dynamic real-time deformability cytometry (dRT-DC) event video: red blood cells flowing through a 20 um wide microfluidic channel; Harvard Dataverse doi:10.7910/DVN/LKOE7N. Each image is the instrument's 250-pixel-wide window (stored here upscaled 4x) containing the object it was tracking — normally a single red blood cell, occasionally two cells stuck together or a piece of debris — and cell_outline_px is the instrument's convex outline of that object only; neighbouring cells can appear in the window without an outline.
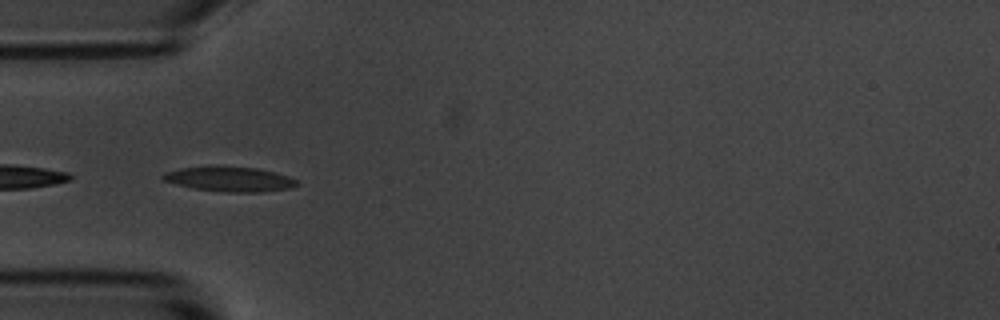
{"species": "common noctule bat (a hibernating species)", "species_latin": "Nyctalus noctula", "temperature_condition": "room temperature", "stored_images_in_passage": 10, "camera_frame_rate_fps": 3000, "um_per_image_px": 0.085, "animal": {"sex": "male", "body_mass_g": 20.1, "forearm_length_mm": 53.5}, "frame": {"image": 1, "passage_image": 1, "time_ms": 0.0, "image_size_px": [1000, 320], "cell_outline_px": [[300, 184], [288, 188], [264, 192], [224, 192], [192, 188], [176, 184], [164, 180], [160, 176], [164, 172], [180, 168], [216, 164], [220, 164], [256, 168], [276, 172], [288, 176], [296, 180]], "centroid_in_image_um": [19.48, 15.19], "position_along_channel_um": 65.5, "area_um2": 19.94}}